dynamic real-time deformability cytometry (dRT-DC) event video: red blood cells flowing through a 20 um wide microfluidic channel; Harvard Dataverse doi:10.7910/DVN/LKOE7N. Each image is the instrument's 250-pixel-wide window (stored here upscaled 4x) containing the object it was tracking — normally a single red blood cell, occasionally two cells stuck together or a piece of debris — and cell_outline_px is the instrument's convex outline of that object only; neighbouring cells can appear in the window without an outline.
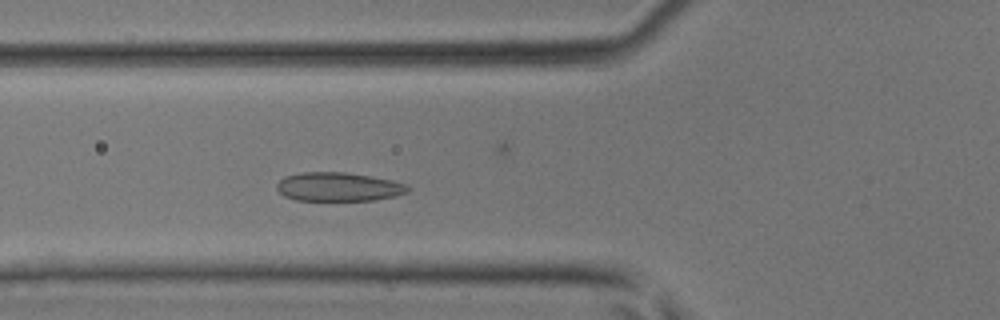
{"species": "common noctule bat (a hibernating species)", "species_latin": "Nyctalus noctula", "temperature_condition": "room temperature", "stored_images_in_passage": 40, "camera_frame_rate_fps": 3000, "um_per_image_px": 0.085, "animal": {"sex": "male", "body_mass_g": 17.9, "forearm_length_mm": 54.2}, "frame": {"image": 1, "passage_image": 11, "time_ms": 3.333, "image_size_px": [1000, 320], "cell_outline_px": [[412, 188], [408, 192], [396, 196], [372, 200], [296, 200], [284, 196], [276, 188], [276, 184], [284, 176], [304, 172], [344, 172], [392, 180], [404, 184]], "centroid_in_image_um": [28.76, 15.88], "position_along_channel_um": 97.0, "area_um2": 21.91}}
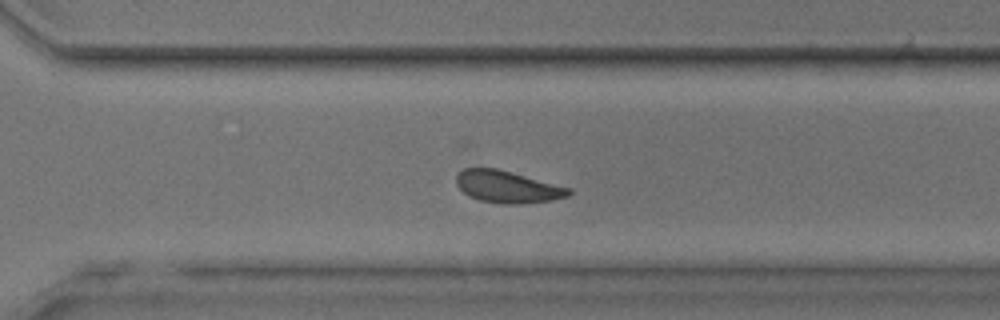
{"frame": {"image": 2, "passage_image": 26, "time_ms": 8.333, "image_size_px": [1000, 320], "cell_outline_px": [[572, 192], [568, 196], [552, 200], [516, 204], [504, 204], [480, 200], [468, 196], [456, 184], [456, 176], [464, 168], [496, 168], [572, 188]], "centroid_in_image_um": [43.14, 15.88], "position_along_channel_um": 327.5, "area_um2": 20.87}}
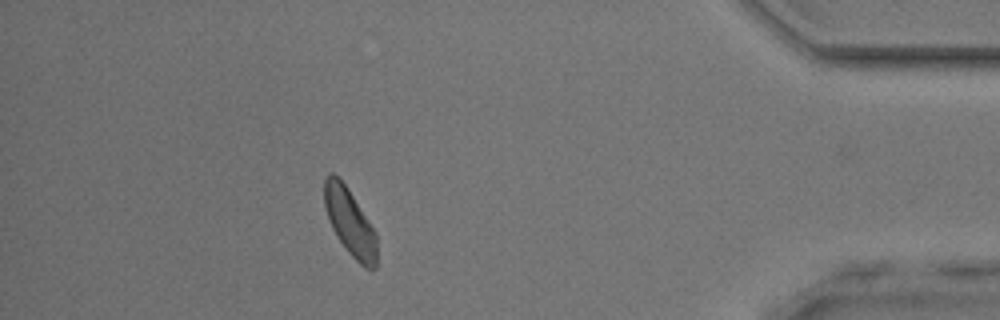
{"frame": {"image": 3, "passage_image": 34, "time_ms": 11.0, "image_size_px": [1000, 320], "cell_outline_px": [[376, 268], [364, 268], [348, 252], [332, 228], [328, 220], [324, 204], [324, 176], [328, 172], [332, 172], [344, 184], [352, 196], [372, 228], [376, 236]], "centroid_in_image_um": [29.69, 18.87], "position_along_channel_um": 405.5, "area_um2": 19.88}}